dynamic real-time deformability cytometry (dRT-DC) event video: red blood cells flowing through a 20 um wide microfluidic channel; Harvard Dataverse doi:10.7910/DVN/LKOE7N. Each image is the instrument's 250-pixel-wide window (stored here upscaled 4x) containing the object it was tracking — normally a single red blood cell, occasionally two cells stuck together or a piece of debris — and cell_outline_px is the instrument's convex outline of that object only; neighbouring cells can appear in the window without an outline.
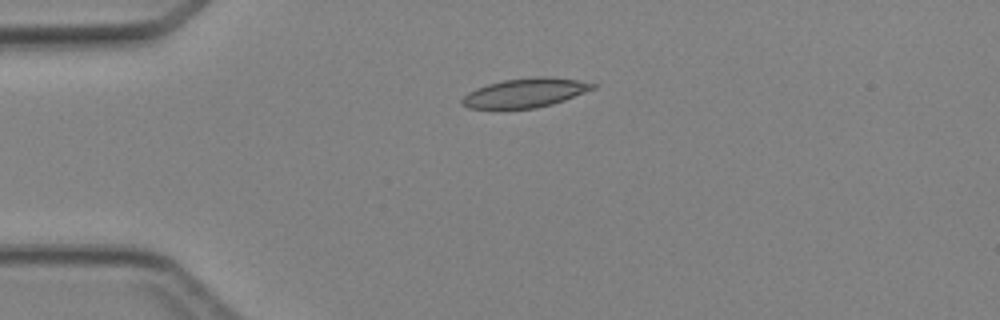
{"species": "Egyptian fruit bat (a non-hibernating species)", "species_latin": "Rousettus aegyptiacus", "temperature_condition": "cold", "stored_images_in_passage": 2, "camera_frame_rate_fps": 3000, "um_per_image_px": 0.085, "animal": {"sex": "female"}, "frame": {"image": 1, "passage_image": 1, "time_ms": 0.0, "image_size_px": [1000, 320], "cell_outline_px": [[596, 88], [564, 100], [552, 104], [536, 108], [468, 108], [460, 104], [460, 100], [468, 92], [476, 88], [488, 84], [504, 80], [532, 76], [548, 76], [580, 80], [596, 84]], "centroid_in_image_um": [44.65, 7.88], "position_along_channel_um": 40.4, "area_um2": 22.25}}